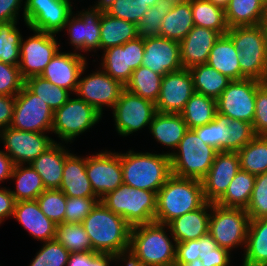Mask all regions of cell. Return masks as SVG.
Returning a JSON list of instances; mask_svg holds the SVG:
<instances>
[{"mask_svg":"<svg viewBox=\"0 0 267 266\" xmlns=\"http://www.w3.org/2000/svg\"><path fill=\"white\" fill-rule=\"evenodd\" d=\"M220 37L217 31L195 26L180 42L181 63L183 68L206 64L210 51Z\"/></svg>","mask_w":267,"mask_h":266,"instance_id":"obj_24","label":"cell"},{"mask_svg":"<svg viewBox=\"0 0 267 266\" xmlns=\"http://www.w3.org/2000/svg\"><path fill=\"white\" fill-rule=\"evenodd\" d=\"M181 266H204L201 262V259L198 258L193 262L187 263V264H182Z\"/></svg>","mask_w":267,"mask_h":266,"instance_id":"obj_66","label":"cell"},{"mask_svg":"<svg viewBox=\"0 0 267 266\" xmlns=\"http://www.w3.org/2000/svg\"><path fill=\"white\" fill-rule=\"evenodd\" d=\"M92 245V252L116 254L129 249L131 226L100 201L82 222Z\"/></svg>","mask_w":267,"mask_h":266,"instance_id":"obj_1","label":"cell"},{"mask_svg":"<svg viewBox=\"0 0 267 266\" xmlns=\"http://www.w3.org/2000/svg\"><path fill=\"white\" fill-rule=\"evenodd\" d=\"M157 1L158 0H145V2L147 3L149 7H152L153 5H155Z\"/></svg>","mask_w":267,"mask_h":266,"instance_id":"obj_68","label":"cell"},{"mask_svg":"<svg viewBox=\"0 0 267 266\" xmlns=\"http://www.w3.org/2000/svg\"><path fill=\"white\" fill-rule=\"evenodd\" d=\"M142 66L163 76L169 72L181 70L183 66L180 42L161 36L144 38Z\"/></svg>","mask_w":267,"mask_h":266,"instance_id":"obj_21","label":"cell"},{"mask_svg":"<svg viewBox=\"0 0 267 266\" xmlns=\"http://www.w3.org/2000/svg\"><path fill=\"white\" fill-rule=\"evenodd\" d=\"M256 175L239 170L225 194L216 202L224 207L246 209L254 188Z\"/></svg>","mask_w":267,"mask_h":266,"instance_id":"obj_38","label":"cell"},{"mask_svg":"<svg viewBox=\"0 0 267 266\" xmlns=\"http://www.w3.org/2000/svg\"><path fill=\"white\" fill-rule=\"evenodd\" d=\"M23 17L29 29L57 34L72 13L70 0H25Z\"/></svg>","mask_w":267,"mask_h":266,"instance_id":"obj_13","label":"cell"},{"mask_svg":"<svg viewBox=\"0 0 267 266\" xmlns=\"http://www.w3.org/2000/svg\"><path fill=\"white\" fill-rule=\"evenodd\" d=\"M229 253L228 250L209 241L202 250L200 259L204 266H229L231 261Z\"/></svg>","mask_w":267,"mask_h":266,"instance_id":"obj_56","label":"cell"},{"mask_svg":"<svg viewBox=\"0 0 267 266\" xmlns=\"http://www.w3.org/2000/svg\"><path fill=\"white\" fill-rule=\"evenodd\" d=\"M168 225L151 222L131 227L129 249L148 266H174L177 243L166 234Z\"/></svg>","mask_w":267,"mask_h":266,"instance_id":"obj_5","label":"cell"},{"mask_svg":"<svg viewBox=\"0 0 267 266\" xmlns=\"http://www.w3.org/2000/svg\"><path fill=\"white\" fill-rule=\"evenodd\" d=\"M85 65L86 58L81 53L58 51L40 76L53 85L75 93L81 70Z\"/></svg>","mask_w":267,"mask_h":266,"instance_id":"obj_23","label":"cell"},{"mask_svg":"<svg viewBox=\"0 0 267 266\" xmlns=\"http://www.w3.org/2000/svg\"><path fill=\"white\" fill-rule=\"evenodd\" d=\"M85 70L86 65L81 70L75 93L102 115V107L106 105L113 109L125 86L101 69L81 78Z\"/></svg>","mask_w":267,"mask_h":266,"instance_id":"obj_15","label":"cell"},{"mask_svg":"<svg viewBox=\"0 0 267 266\" xmlns=\"http://www.w3.org/2000/svg\"><path fill=\"white\" fill-rule=\"evenodd\" d=\"M4 151L15 165H30L55 141L45 133L26 132L7 127L0 130Z\"/></svg>","mask_w":267,"mask_h":266,"instance_id":"obj_17","label":"cell"},{"mask_svg":"<svg viewBox=\"0 0 267 266\" xmlns=\"http://www.w3.org/2000/svg\"><path fill=\"white\" fill-rule=\"evenodd\" d=\"M30 30L35 34L26 41L22 37L20 42L19 70L23 80L40 76L60 49L55 34Z\"/></svg>","mask_w":267,"mask_h":266,"instance_id":"obj_14","label":"cell"},{"mask_svg":"<svg viewBox=\"0 0 267 266\" xmlns=\"http://www.w3.org/2000/svg\"><path fill=\"white\" fill-rule=\"evenodd\" d=\"M191 8L195 26L212 29L220 35L228 32L225 10L207 0H191Z\"/></svg>","mask_w":267,"mask_h":266,"instance_id":"obj_40","label":"cell"},{"mask_svg":"<svg viewBox=\"0 0 267 266\" xmlns=\"http://www.w3.org/2000/svg\"><path fill=\"white\" fill-rule=\"evenodd\" d=\"M207 1L213 3L217 7L225 10L226 7L228 6L230 0H207Z\"/></svg>","mask_w":267,"mask_h":266,"instance_id":"obj_65","label":"cell"},{"mask_svg":"<svg viewBox=\"0 0 267 266\" xmlns=\"http://www.w3.org/2000/svg\"><path fill=\"white\" fill-rule=\"evenodd\" d=\"M66 197H97L86 172V157L69 153L65 158L63 176L59 188Z\"/></svg>","mask_w":267,"mask_h":266,"instance_id":"obj_28","label":"cell"},{"mask_svg":"<svg viewBox=\"0 0 267 266\" xmlns=\"http://www.w3.org/2000/svg\"><path fill=\"white\" fill-rule=\"evenodd\" d=\"M255 135L267 136V82L256 91L255 116L253 119Z\"/></svg>","mask_w":267,"mask_h":266,"instance_id":"obj_55","label":"cell"},{"mask_svg":"<svg viewBox=\"0 0 267 266\" xmlns=\"http://www.w3.org/2000/svg\"><path fill=\"white\" fill-rule=\"evenodd\" d=\"M86 172L94 194L102 199L123 184L121 153L104 151L87 156Z\"/></svg>","mask_w":267,"mask_h":266,"instance_id":"obj_16","label":"cell"},{"mask_svg":"<svg viewBox=\"0 0 267 266\" xmlns=\"http://www.w3.org/2000/svg\"><path fill=\"white\" fill-rule=\"evenodd\" d=\"M13 218L34 238L46 242L56 238V224L40 209L37 200L15 202Z\"/></svg>","mask_w":267,"mask_h":266,"instance_id":"obj_26","label":"cell"},{"mask_svg":"<svg viewBox=\"0 0 267 266\" xmlns=\"http://www.w3.org/2000/svg\"><path fill=\"white\" fill-rule=\"evenodd\" d=\"M67 266H90V252L70 254Z\"/></svg>","mask_w":267,"mask_h":266,"instance_id":"obj_63","label":"cell"},{"mask_svg":"<svg viewBox=\"0 0 267 266\" xmlns=\"http://www.w3.org/2000/svg\"><path fill=\"white\" fill-rule=\"evenodd\" d=\"M23 85L19 66L0 61V95L16 96Z\"/></svg>","mask_w":267,"mask_h":266,"instance_id":"obj_53","label":"cell"},{"mask_svg":"<svg viewBox=\"0 0 267 266\" xmlns=\"http://www.w3.org/2000/svg\"><path fill=\"white\" fill-rule=\"evenodd\" d=\"M71 254L92 252V245L82 223L62 222L56 226V238Z\"/></svg>","mask_w":267,"mask_h":266,"instance_id":"obj_42","label":"cell"},{"mask_svg":"<svg viewBox=\"0 0 267 266\" xmlns=\"http://www.w3.org/2000/svg\"><path fill=\"white\" fill-rule=\"evenodd\" d=\"M157 193L122 184L100 201L131 226L154 222Z\"/></svg>","mask_w":267,"mask_h":266,"instance_id":"obj_6","label":"cell"},{"mask_svg":"<svg viewBox=\"0 0 267 266\" xmlns=\"http://www.w3.org/2000/svg\"><path fill=\"white\" fill-rule=\"evenodd\" d=\"M24 85L39 97L54 112L62 107L70 97V92L53 85L42 76H33L24 80Z\"/></svg>","mask_w":267,"mask_h":266,"instance_id":"obj_43","label":"cell"},{"mask_svg":"<svg viewBox=\"0 0 267 266\" xmlns=\"http://www.w3.org/2000/svg\"><path fill=\"white\" fill-rule=\"evenodd\" d=\"M239 170L237 152H218L207 175L201 180L205 200L216 203L225 194Z\"/></svg>","mask_w":267,"mask_h":266,"instance_id":"obj_20","label":"cell"},{"mask_svg":"<svg viewBox=\"0 0 267 266\" xmlns=\"http://www.w3.org/2000/svg\"><path fill=\"white\" fill-rule=\"evenodd\" d=\"M15 200L10 189L0 188V224L13 215Z\"/></svg>","mask_w":267,"mask_h":266,"instance_id":"obj_59","label":"cell"},{"mask_svg":"<svg viewBox=\"0 0 267 266\" xmlns=\"http://www.w3.org/2000/svg\"><path fill=\"white\" fill-rule=\"evenodd\" d=\"M157 142L172 149H177L187 128L180 113L156 112L148 126Z\"/></svg>","mask_w":267,"mask_h":266,"instance_id":"obj_30","label":"cell"},{"mask_svg":"<svg viewBox=\"0 0 267 266\" xmlns=\"http://www.w3.org/2000/svg\"><path fill=\"white\" fill-rule=\"evenodd\" d=\"M156 112L154 102L124 89L113 107V117L118 134L128 136L150 126Z\"/></svg>","mask_w":267,"mask_h":266,"instance_id":"obj_12","label":"cell"},{"mask_svg":"<svg viewBox=\"0 0 267 266\" xmlns=\"http://www.w3.org/2000/svg\"><path fill=\"white\" fill-rule=\"evenodd\" d=\"M242 266H267V217L250 219Z\"/></svg>","mask_w":267,"mask_h":266,"instance_id":"obj_31","label":"cell"},{"mask_svg":"<svg viewBox=\"0 0 267 266\" xmlns=\"http://www.w3.org/2000/svg\"><path fill=\"white\" fill-rule=\"evenodd\" d=\"M103 52L101 63L103 71L125 86L129 82L132 72L142 65L144 39L137 37Z\"/></svg>","mask_w":267,"mask_h":266,"instance_id":"obj_18","label":"cell"},{"mask_svg":"<svg viewBox=\"0 0 267 266\" xmlns=\"http://www.w3.org/2000/svg\"><path fill=\"white\" fill-rule=\"evenodd\" d=\"M23 0H0V23L17 21Z\"/></svg>","mask_w":267,"mask_h":266,"instance_id":"obj_58","label":"cell"},{"mask_svg":"<svg viewBox=\"0 0 267 266\" xmlns=\"http://www.w3.org/2000/svg\"><path fill=\"white\" fill-rule=\"evenodd\" d=\"M15 105V96L0 95V130L10 127Z\"/></svg>","mask_w":267,"mask_h":266,"instance_id":"obj_57","label":"cell"},{"mask_svg":"<svg viewBox=\"0 0 267 266\" xmlns=\"http://www.w3.org/2000/svg\"><path fill=\"white\" fill-rule=\"evenodd\" d=\"M116 261H125L126 266H148L143 264L131 249H126L115 254ZM128 258V259H127Z\"/></svg>","mask_w":267,"mask_h":266,"instance_id":"obj_61","label":"cell"},{"mask_svg":"<svg viewBox=\"0 0 267 266\" xmlns=\"http://www.w3.org/2000/svg\"><path fill=\"white\" fill-rule=\"evenodd\" d=\"M193 79L194 91L217 100L232 81L227 76L206 64L189 68Z\"/></svg>","mask_w":267,"mask_h":266,"instance_id":"obj_34","label":"cell"},{"mask_svg":"<svg viewBox=\"0 0 267 266\" xmlns=\"http://www.w3.org/2000/svg\"><path fill=\"white\" fill-rule=\"evenodd\" d=\"M14 166L12 159L4 151L0 150V182L11 179Z\"/></svg>","mask_w":267,"mask_h":266,"instance_id":"obj_60","label":"cell"},{"mask_svg":"<svg viewBox=\"0 0 267 266\" xmlns=\"http://www.w3.org/2000/svg\"><path fill=\"white\" fill-rule=\"evenodd\" d=\"M250 217L245 209L211 203L209 241L229 252L246 247Z\"/></svg>","mask_w":267,"mask_h":266,"instance_id":"obj_8","label":"cell"},{"mask_svg":"<svg viewBox=\"0 0 267 266\" xmlns=\"http://www.w3.org/2000/svg\"><path fill=\"white\" fill-rule=\"evenodd\" d=\"M61 143L54 142L30 165L42 178L45 189H59L63 176V166L69 151Z\"/></svg>","mask_w":267,"mask_h":266,"instance_id":"obj_27","label":"cell"},{"mask_svg":"<svg viewBox=\"0 0 267 266\" xmlns=\"http://www.w3.org/2000/svg\"><path fill=\"white\" fill-rule=\"evenodd\" d=\"M173 5L171 0H158L155 5L149 7L137 23L138 37L144 39L159 36L162 20Z\"/></svg>","mask_w":267,"mask_h":266,"instance_id":"obj_46","label":"cell"},{"mask_svg":"<svg viewBox=\"0 0 267 266\" xmlns=\"http://www.w3.org/2000/svg\"><path fill=\"white\" fill-rule=\"evenodd\" d=\"M54 112L25 85L15 96L10 127L20 131L45 133L52 131Z\"/></svg>","mask_w":267,"mask_h":266,"instance_id":"obj_11","label":"cell"},{"mask_svg":"<svg viewBox=\"0 0 267 266\" xmlns=\"http://www.w3.org/2000/svg\"><path fill=\"white\" fill-rule=\"evenodd\" d=\"M264 11L265 6L259 0H230L225 9L228 27L260 25Z\"/></svg>","mask_w":267,"mask_h":266,"instance_id":"obj_35","label":"cell"},{"mask_svg":"<svg viewBox=\"0 0 267 266\" xmlns=\"http://www.w3.org/2000/svg\"><path fill=\"white\" fill-rule=\"evenodd\" d=\"M209 242V237L177 243L176 262L174 266H181L200 258L202 250Z\"/></svg>","mask_w":267,"mask_h":266,"instance_id":"obj_54","label":"cell"},{"mask_svg":"<svg viewBox=\"0 0 267 266\" xmlns=\"http://www.w3.org/2000/svg\"><path fill=\"white\" fill-rule=\"evenodd\" d=\"M162 78L163 75L154 73L148 67L141 65L132 72L125 89L156 103L161 89Z\"/></svg>","mask_w":267,"mask_h":266,"instance_id":"obj_41","label":"cell"},{"mask_svg":"<svg viewBox=\"0 0 267 266\" xmlns=\"http://www.w3.org/2000/svg\"><path fill=\"white\" fill-rule=\"evenodd\" d=\"M238 51L241 80L267 81V33L262 24L237 26L226 33Z\"/></svg>","mask_w":267,"mask_h":266,"instance_id":"obj_4","label":"cell"},{"mask_svg":"<svg viewBox=\"0 0 267 266\" xmlns=\"http://www.w3.org/2000/svg\"><path fill=\"white\" fill-rule=\"evenodd\" d=\"M138 37L137 25L103 12L100 19L99 49L123 45Z\"/></svg>","mask_w":267,"mask_h":266,"instance_id":"obj_32","label":"cell"},{"mask_svg":"<svg viewBox=\"0 0 267 266\" xmlns=\"http://www.w3.org/2000/svg\"><path fill=\"white\" fill-rule=\"evenodd\" d=\"M114 1L115 0H98L97 3L94 5V7H96L102 12H106L108 8H110L113 5Z\"/></svg>","mask_w":267,"mask_h":266,"instance_id":"obj_64","label":"cell"},{"mask_svg":"<svg viewBox=\"0 0 267 266\" xmlns=\"http://www.w3.org/2000/svg\"><path fill=\"white\" fill-rule=\"evenodd\" d=\"M193 27L191 1L174 3L162 20L159 36L181 42Z\"/></svg>","mask_w":267,"mask_h":266,"instance_id":"obj_33","label":"cell"},{"mask_svg":"<svg viewBox=\"0 0 267 266\" xmlns=\"http://www.w3.org/2000/svg\"><path fill=\"white\" fill-rule=\"evenodd\" d=\"M230 119L220 113H216L215 119L206 125L193 130L205 144L211 145L217 151H227L228 127Z\"/></svg>","mask_w":267,"mask_h":266,"instance_id":"obj_45","label":"cell"},{"mask_svg":"<svg viewBox=\"0 0 267 266\" xmlns=\"http://www.w3.org/2000/svg\"><path fill=\"white\" fill-rule=\"evenodd\" d=\"M148 9L145 0H115L105 13L137 25Z\"/></svg>","mask_w":267,"mask_h":266,"instance_id":"obj_49","label":"cell"},{"mask_svg":"<svg viewBox=\"0 0 267 266\" xmlns=\"http://www.w3.org/2000/svg\"><path fill=\"white\" fill-rule=\"evenodd\" d=\"M175 151L169 153L172 175L198 180L207 175L219 152L198 138L193 129L186 130Z\"/></svg>","mask_w":267,"mask_h":266,"instance_id":"obj_7","label":"cell"},{"mask_svg":"<svg viewBox=\"0 0 267 266\" xmlns=\"http://www.w3.org/2000/svg\"><path fill=\"white\" fill-rule=\"evenodd\" d=\"M173 3H186L190 2L191 0H171Z\"/></svg>","mask_w":267,"mask_h":266,"instance_id":"obj_69","label":"cell"},{"mask_svg":"<svg viewBox=\"0 0 267 266\" xmlns=\"http://www.w3.org/2000/svg\"><path fill=\"white\" fill-rule=\"evenodd\" d=\"M83 11L75 14L76 16L72 12L64 28L66 30L67 27L70 43L76 50L96 51L100 44V19L103 12L94 6Z\"/></svg>","mask_w":267,"mask_h":266,"instance_id":"obj_22","label":"cell"},{"mask_svg":"<svg viewBox=\"0 0 267 266\" xmlns=\"http://www.w3.org/2000/svg\"><path fill=\"white\" fill-rule=\"evenodd\" d=\"M12 179L16 180V190H11L15 202L36 200L46 190L40 175L31 165H15Z\"/></svg>","mask_w":267,"mask_h":266,"instance_id":"obj_37","label":"cell"},{"mask_svg":"<svg viewBox=\"0 0 267 266\" xmlns=\"http://www.w3.org/2000/svg\"><path fill=\"white\" fill-rule=\"evenodd\" d=\"M228 127L227 151L237 152L249 143L256 135L251 123L230 119Z\"/></svg>","mask_w":267,"mask_h":266,"instance_id":"obj_52","label":"cell"},{"mask_svg":"<svg viewBox=\"0 0 267 266\" xmlns=\"http://www.w3.org/2000/svg\"><path fill=\"white\" fill-rule=\"evenodd\" d=\"M245 210L250 219L267 217V172L256 175L252 195Z\"/></svg>","mask_w":267,"mask_h":266,"instance_id":"obj_50","label":"cell"},{"mask_svg":"<svg viewBox=\"0 0 267 266\" xmlns=\"http://www.w3.org/2000/svg\"><path fill=\"white\" fill-rule=\"evenodd\" d=\"M44 243L29 266H67L71 253L56 239Z\"/></svg>","mask_w":267,"mask_h":266,"instance_id":"obj_48","label":"cell"},{"mask_svg":"<svg viewBox=\"0 0 267 266\" xmlns=\"http://www.w3.org/2000/svg\"><path fill=\"white\" fill-rule=\"evenodd\" d=\"M238 51L235 49L231 38L225 34L214 43L207 64L230 80H241Z\"/></svg>","mask_w":267,"mask_h":266,"instance_id":"obj_29","label":"cell"},{"mask_svg":"<svg viewBox=\"0 0 267 266\" xmlns=\"http://www.w3.org/2000/svg\"><path fill=\"white\" fill-rule=\"evenodd\" d=\"M265 7L267 6V0H259Z\"/></svg>","mask_w":267,"mask_h":266,"instance_id":"obj_70","label":"cell"},{"mask_svg":"<svg viewBox=\"0 0 267 266\" xmlns=\"http://www.w3.org/2000/svg\"><path fill=\"white\" fill-rule=\"evenodd\" d=\"M99 202L98 197H66L64 222L82 223Z\"/></svg>","mask_w":267,"mask_h":266,"instance_id":"obj_51","label":"cell"},{"mask_svg":"<svg viewBox=\"0 0 267 266\" xmlns=\"http://www.w3.org/2000/svg\"><path fill=\"white\" fill-rule=\"evenodd\" d=\"M123 184L158 192L172 175L169 153H121Z\"/></svg>","mask_w":267,"mask_h":266,"instance_id":"obj_3","label":"cell"},{"mask_svg":"<svg viewBox=\"0 0 267 266\" xmlns=\"http://www.w3.org/2000/svg\"><path fill=\"white\" fill-rule=\"evenodd\" d=\"M217 104L214 98L194 92L181 111L188 129L208 124L215 119Z\"/></svg>","mask_w":267,"mask_h":266,"instance_id":"obj_36","label":"cell"},{"mask_svg":"<svg viewBox=\"0 0 267 266\" xmlns=\"http://www.w3.org/2000/svg\"><path fill=\"white\" fill-rule=\"evenodd\" d=\"M262 25L264 27L265 32L267 33V6L265 7Z\"/></svg>","mask_w":267,"mask_h":266,"instance_id":"obj_67","label":"cell"},{"mask_svg":"<svg viewBox=\"0 0 267 266\" xmlns=\"http://www.w3.org/2000/svg\"><path fill=\"white\" fill-rule=\"evenodd\" d=\"M102 115L81 98H70L54 111L52 132L65 141L72 143L73 138L89 130L99 122Z\"/></svg>","mask_w":267,"mask_h":266,"instance_id":"obj_9","label":"cell"},{"mask_svg":"<svg viewBox=\"0 0 267 266\" xmlns=\"http://www.w3.org/2000/svg\"><path fill=\"white\" fill-rule=\"evenodd\" d=\"M112 260L116 261L114 254L90 252V266H109Z\"/></svg>","mask_w":267,"mask_h":266,"instance_id":"obj_62","label":"cell"},{"mask_svg":"<svg viewBox=\"0 0 267 266\" xmlns=\"http://www.w3.org/2000/svg\"><path fill=\"white\" fill-rule=\"evenodd\" d=\"M256 79L232 80L216 100L217 112L229 119L253 123L256 91L263 84Z\"/></svg>","mask_w":267,"mask_h":266,"instance_id":"obj_10","label":"cell"},{"mask_svg":"<svg viewBox=\"0 0 267 266\" xmlns=\"http://www.w3.org/2000/svg\"><path fill=\"white\" fill-rule=\"evenodd\" d=\"M194 92L189 69L169 72L162 78L156 110L161 113H181Z\"/></svg>","mask_w":267,"mask_h":266,"instance_id":"obj_19","label":"cell"},{"mask_svg":"<svg viewBox=\"0 0 267 266\" xmlns=\"http://www.w3.org/2000/svg\"><path fill=\"white\" fill-rule=\"evenodd\" d=\"M17 21L0 23V61L19 66L22 35Z\"/></svg>","mask_w":267,"mask_h":266,"instance_id":"obj_44","label":"cell"},{"mask_svg":"<svg viewBox=\"0 0 267 266\" xmlns=\"http://www.w3.org/2000/svg\"><path fill=\"white\" fill-rule=\"evenodd\" d=\"M211 202H205L200 208L175 218L168 224L171 238L176 243L201 239L209 235Z\"/></svg>","mask_w":267,"mask_h":266,"instance_id":"obj_25","label":"cell"},{"mask_svg":"<svg viewBox=\"0 0 267 266\" xmlns=\"http://www.w3.org/2000/svg\"><path fill=\"white\" fill-rule=\"evenodd\" d=\"M41 211L56 225L64 222L66 196L59 189H46L36 199Z\"/></svg>","mask_w":267,"mask_h":266,"instance_id":"obj_47","label":"cell"},{"mask_svg":"<svg viewBox=\"0 0 267 266\" xmlns=\"http://www.w3.org/2000/svg\"><path fill=\"white\" fill-rule=\"evenodd\" d=\"M237 154L241 170L254 175L267 172V136L256 135Z\"/></svg>","mask_w":267,"mask_h":266,"instance_id":"obj_39","label":"cell"},{"mask_svg":"<svg viewBox=\"0 0 267 266\" xmlns=\"http://www.w3.org/2000/svg\"><path fill=\"white\" fill-rule=\"evenodd\" d=\"M205 202L201 180L171 175L157 192L154 221L168 225L175 218L200 208Z\"/></svg>","mask_w":267,"mask_h":266,"instance_id":"obj_2","label":"cell"}]
</instances>
